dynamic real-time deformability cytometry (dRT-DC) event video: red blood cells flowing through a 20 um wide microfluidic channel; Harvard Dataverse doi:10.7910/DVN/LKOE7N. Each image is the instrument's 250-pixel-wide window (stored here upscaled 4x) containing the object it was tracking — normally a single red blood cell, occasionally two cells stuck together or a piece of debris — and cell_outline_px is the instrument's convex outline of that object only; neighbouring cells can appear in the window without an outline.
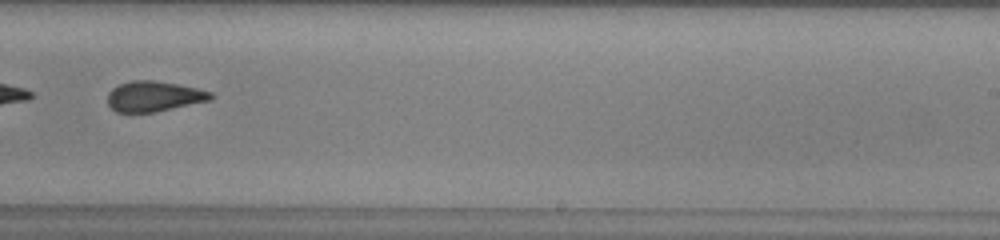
{"species": "common noctule bat (a hibernating species)", "species_latin": "Nyctalus noctula", "temperature_condition": "warm", "stored_images_in_passage": 45, "segment_of_instrument_passage": [2, 2], "camera_frame_rate_fps": 3000, "um_per_image_px": 0.085, "animal": {"sex": "male", "body_mass_g": 13.0, "forearm_length_mm": 53.1}, "frame": {"image": 1, "passage_image": 27, "time_ms": 8.667, "image_size_px": [1000, 240], "cell_outline_px": [[216, 96], [212, 100], [156, 112], [116, 112], [108, 104], [108, 92], [112, 88], [120, 84], [132, 80], [156, 80], [196, 88], [212, 92]], "centroid_in_image_um": [13.11, 8.19], "position_along_channel_um": 275.9, "area_um2": 18.38}}
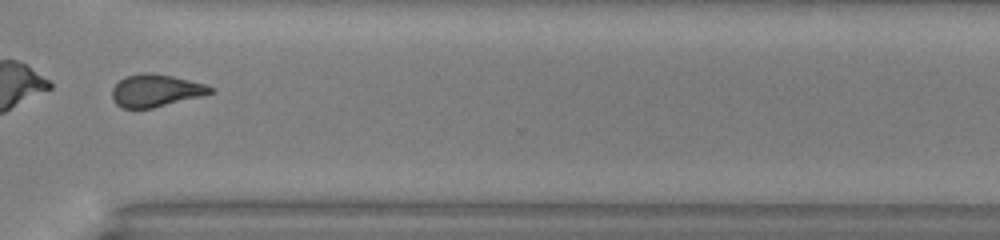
{"frame": {"image": 2, "passage_image": 33, "time_ms": 10.667, "image_size_px": [1000, 240], "cell_outline_px": [[216, 92], [204, 96], [152, 108], [120, 108], [112, 100], [112, 88], [124, 76], [144, 72], [152, 72], [172, 76], [204, 84], [216, 88]], "centroid_in_image_um": [13.26, 7.7], "position_along_channel_um": 357.3, "area_um2": 18.84}}